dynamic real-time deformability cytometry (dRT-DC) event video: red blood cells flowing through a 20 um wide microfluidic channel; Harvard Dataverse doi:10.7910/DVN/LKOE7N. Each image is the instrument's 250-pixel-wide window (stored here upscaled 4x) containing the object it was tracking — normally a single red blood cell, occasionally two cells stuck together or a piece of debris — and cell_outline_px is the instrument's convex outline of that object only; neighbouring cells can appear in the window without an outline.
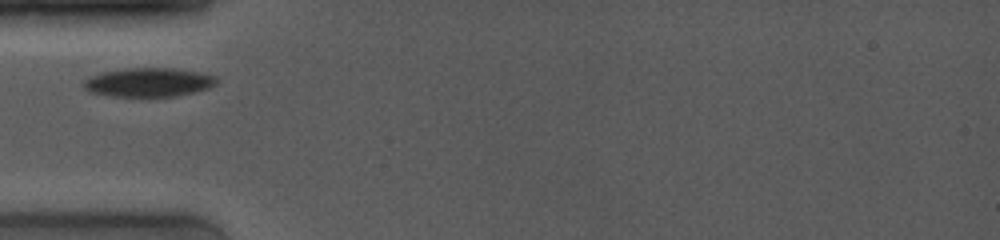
{"species": "common noctule bat (a hibernating species)", "species_latin": "Nyctalus noctula", "temperature_condition": "room temperature", "stored_images_in_passage": 27, "camera_frame_rate_fps": 4000, "um_per_image_px": 0.085, "animal": {"sex": "female", "body_mass_g": 19.0, "forearm_length_mm": 53.3}, "frame": {"image": 1, "passage_image": 1, "time_ms": 0.0, "image_size_px": [1000, 240], "cell_outline_px": [[220, 80], [216, 84], [208, 88], [196, 92], [176, 96], [112, 96], [92, 92], [84, 88], [84, 80], [100, 72], [124, 68], [172, 68], [196, 72], [216, 76]], "centroid_in_image_um": [12.66, 6.99], "position_along_channel_um": 72.3, "area_um2": 22.31}}
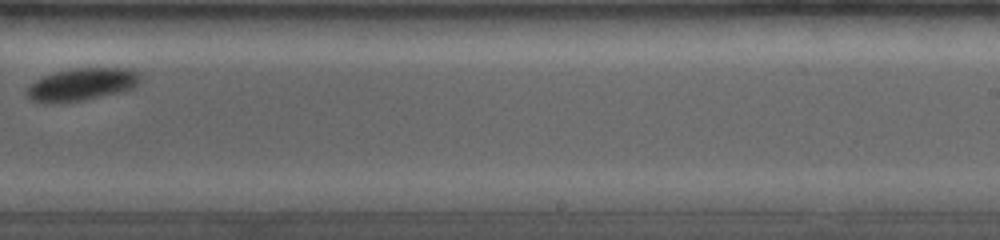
{"frame": {"image": 2, "passage_image": 15, "time_ms": 5.5, "image_size_px": [1000, 240], "cell_outline_px": [[140, 80], [132, 88], [84, 100], [44, 104], [32, 100], [28, 96], [28, 84], [44, 76], [56, 72], [76, 68], [128, 68], [140, 72]], "centroid_in_image_um": [6.93, 7.17], "position_along_channel_um": 282.1, "area_um2": 21.21}}
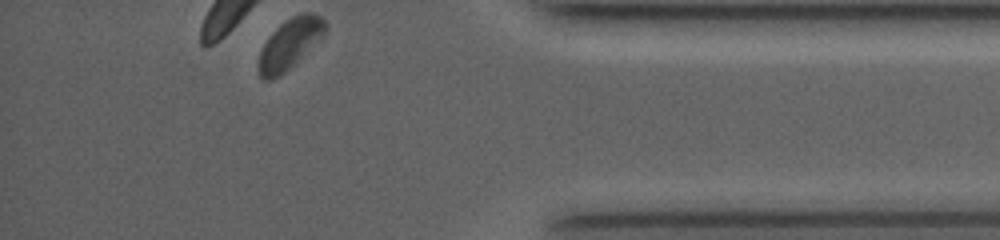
{"frame": {"image": 3, "passage_image": 27, "time_ms": 9.25, "image_size_px": [1000, 240], "cell_outline_px": [[328, 28], [324, 36], [280, 76], [268, 80], [264, 80], [260, 76], [260, 52], [264, 44], [272, 32], [284, 20], [292, 16], [304, 12], [312, 12], [320, 16], [328, 24]], "centroid_in_image_um": [24.69, 3.67], "position_along_channel_um": 410.5, "area_um2": 19.31}}